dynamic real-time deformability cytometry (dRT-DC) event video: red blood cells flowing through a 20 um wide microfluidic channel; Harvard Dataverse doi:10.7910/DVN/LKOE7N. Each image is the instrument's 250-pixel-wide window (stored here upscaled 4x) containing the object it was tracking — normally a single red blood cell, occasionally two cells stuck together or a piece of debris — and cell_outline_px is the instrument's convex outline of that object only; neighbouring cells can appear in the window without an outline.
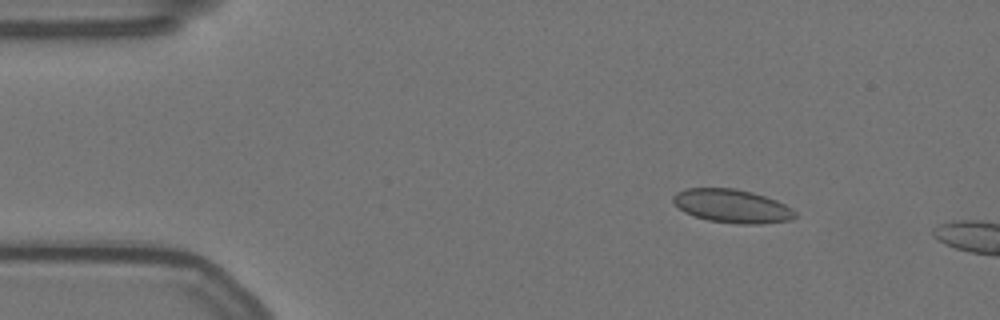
{"species": "Egyptian fruit bat (a non-hibernating species)", "species_latin": "Rousettus aegyptiacus", "temperature_condition": "warm", "stored_images_in_passage": 5, "camera_frame_rate_fps": 3000, "um_per_image_px": 0.085, "animal": {"sex": "female"}, "frame": {"image": 1, "passage_image": 1, "time_ms": 0.0, "image_size_px": [1000, 320], "cell_outline_px": [[796, 216], [792, 220], [760, 224], [736, 224], [708, 220], [684, 212], [672, 200], [672, 196], [676, 192], [684, 188], [736, 188], [752, 192], [776, 200], [792, 208], [796, 212]], "centroid_in_image_um": [62.23, 17.51], "position_along_channel_um": 22.8, "area_um2": 23.87}}